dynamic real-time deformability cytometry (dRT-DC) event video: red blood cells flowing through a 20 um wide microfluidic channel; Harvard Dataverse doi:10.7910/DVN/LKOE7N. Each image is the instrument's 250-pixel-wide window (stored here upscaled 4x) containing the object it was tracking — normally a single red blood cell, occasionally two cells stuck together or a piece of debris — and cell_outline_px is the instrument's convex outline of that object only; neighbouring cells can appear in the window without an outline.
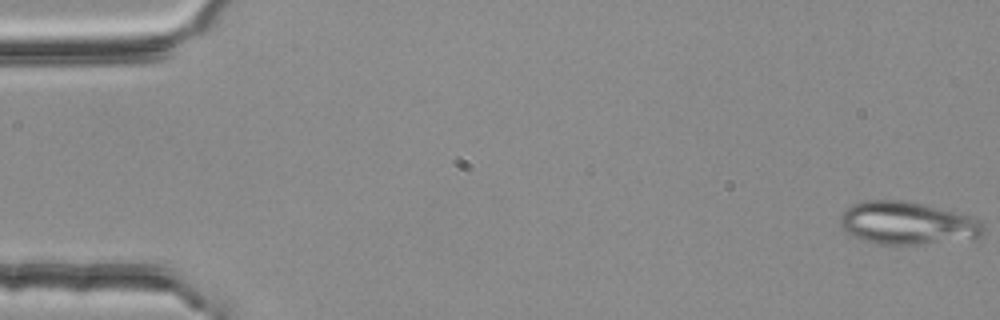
{"species": "common noctule bat (a hibernating species)", "species_latin": "Nyctalus noctula", "temperature_condition": "room temperature", "stored_images_in_passage": 44, "camera_frame_rate_fps": 3000, "um_per_image_px": 0.085, "animal": {"sex": "female", "body_mass_g": 25.1}, "frame": {"image": 1, "passage_image": 1, "time_ms": 0.0, "image_size_px": [1000, 320], "cell_outline_px": [[984, 236], [980, 240], [916, 244], [880, 244], [864, 240], [840, 228], [840, 216], [852, 204], [860, 200], [904, 200], [968, 216], [980, 220], [984, 228]], "centroid_in_image_um": [77.17, 18.99], "position_along_channel_um": 7.8, "area_um2": 35.78}}
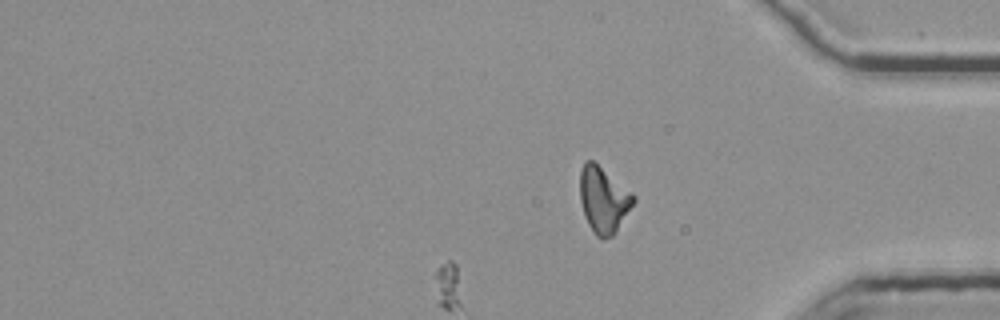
{"frame": {"image": 2, "passage_image": 44, "time_ms": 14.333, "image_size_px": [1000, 320], "cell_outline_px": [[636, 200], [616, 232], [612, 236], [596, 236], [592, 232], [584, 216], [580, 200], [580, 172], [584, 160], [592, 160], [632, 192], [636, 196]], "centroid_in_image_um": [51.29, 16.97], "position_along_channel_um": 383.9, "area_um2": 20.46}}